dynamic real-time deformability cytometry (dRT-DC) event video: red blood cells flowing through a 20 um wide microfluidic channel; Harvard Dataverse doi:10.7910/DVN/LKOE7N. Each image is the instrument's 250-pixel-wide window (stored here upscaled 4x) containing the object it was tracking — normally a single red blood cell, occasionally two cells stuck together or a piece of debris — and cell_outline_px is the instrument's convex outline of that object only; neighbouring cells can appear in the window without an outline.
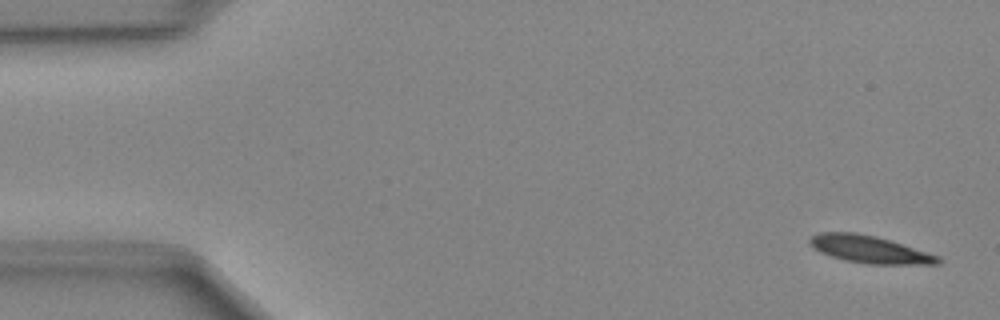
{"species": "Egyptian fruit bat (a non-hibernating species)", "species_latin": "Rousettus aegyptiacus", "temperature_condition": "cold", "stored_images_in_passage": 49, "camera_frame_rate_fps": 3000, "um_per_image_px": 0.085, "animal": {"sex": "female"}, "frame": {"image": 1, "passage_image": 2, "time_ms": 0.333, "image_size_px": [1000, 320], "cell_outline_px": [[944, 260], [940, 264], [868, 264], [844, 260], [820, 252], [808, 240], [812, 236], [820, 232], [856, 232], [876, 236], [940, 256]], "centroid_in_image_um": [73.96, 21.2], "position_along_channel_um": 11.0, "area_um2": 20.29}}
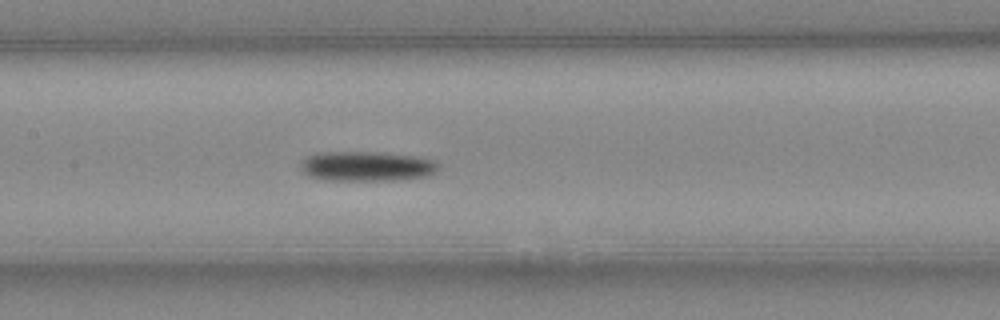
{"frame": {"image": 2, "passage_image": 23, "time_ms": 7.333, "image_size_px": [1000, 320], "cell_outline_px": [[440, 168], [436, 172], [428, 176], [396, 180], [332, 180], [308, 176], [300, 168], [300, 164], [308, 156], [316, 152], [376, 152], [412, 156], [436, 160], [440, 164]], "centroid_in_image_um": [31.21, 14.13], "position_along_channel_um": 176.2, "area_um2": 23.99}}
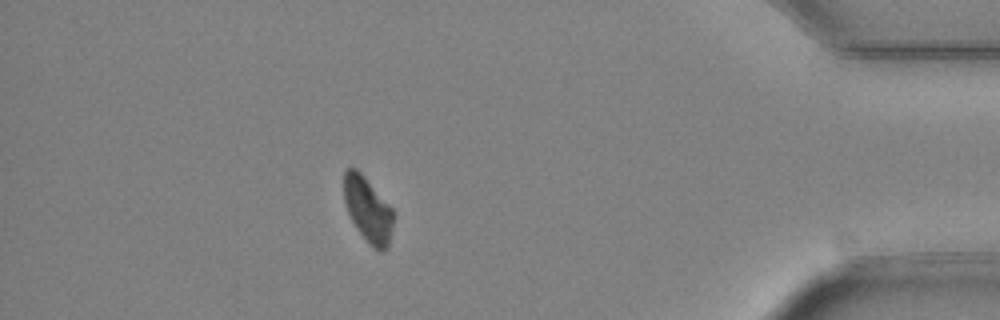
{"frame": {"image": 3, "passage_image": 43, "time_ms": 14.0, "image_size_px": [1000, 320], "cell_outline_px": [[396, 212], [388, 248], [380, 252], [356, 228], [348, 212], [344, 200], [344, 172], [348, 168], [356, 168], [364, 176]], "centroid_in_image_um": [31.31, 17.8], "position_along_channel_um": 403.9, "area_um2": 18.61}}